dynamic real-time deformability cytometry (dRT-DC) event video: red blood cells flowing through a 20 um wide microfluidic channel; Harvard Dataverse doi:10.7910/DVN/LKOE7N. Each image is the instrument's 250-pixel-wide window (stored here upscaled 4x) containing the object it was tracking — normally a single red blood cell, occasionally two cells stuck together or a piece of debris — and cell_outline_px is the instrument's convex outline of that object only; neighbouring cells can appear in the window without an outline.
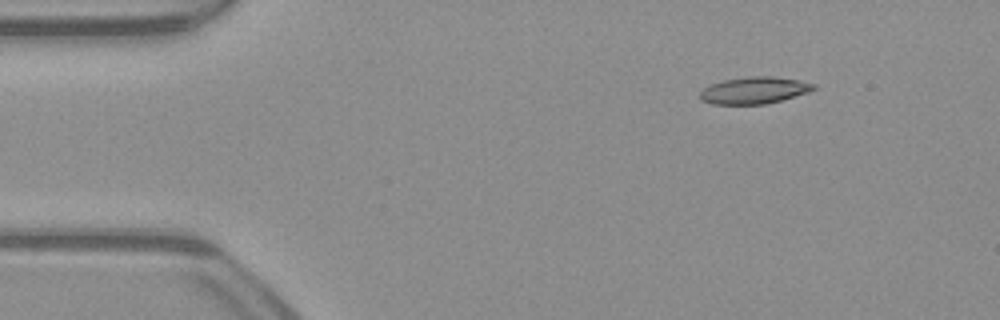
{"species": "common noctule bat (a hibernating species)", "species_latin": "Nyctalus noctula", "temperature_condition": "warm", "stored_images_in_passage": 45, "camera_frame_rate_fps": 3000, "um_per_image_px": 0.085, "animal": {"sex": "male", "body_mass_g": 23.1, "forearm_length_mm": 52.7}, "frame": {"image": 1, "passage_image": 1, "time_ms": 0.0, "image_size_px": [1000, 320], "cell_outline_px": [[816, 88], [808, 92], [780, 100], [764, 104], [712, 104], [700, 100], [700, 92], [704, 88], [712, 84], [724, 80], [748, 76], [772, 76], [796, 80], [816, 84]], "centroid_in_image_um": [64.08, 7.68], "position_along_channel_um": 20.9, "area_um2": 17.57}}
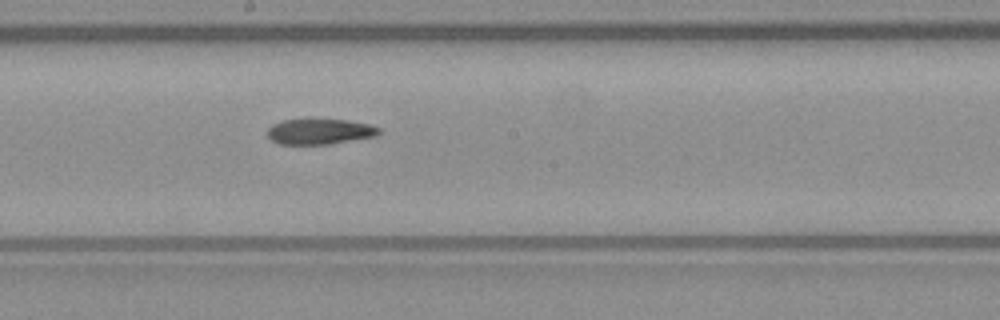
{"frame": {"image": 2, "passage_image": 22, "time_ms": 7.0, "image_size_px": [1000, 320], "cell_outline_px": [[380, 132], [376, 136], [328, 144], [280, 144], [272, 140], [268, 136], [268, 128], [272, 124], [284, 120], [304, 116], [312, 116], [348, 120], [368, 124], [380, 128]], "centroid_in_image_um": [27.14, 11.12], "position_along_channel_um": 221.1, "area_um2": 17.34}}
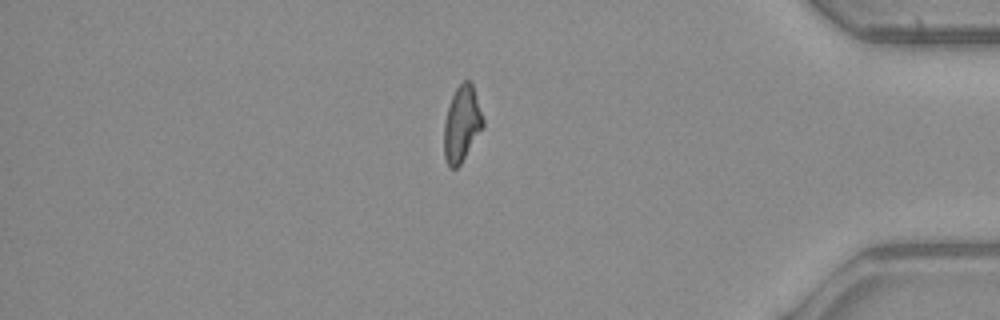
{"frame": {"image": 3, "passage_image": 38, "time_ms": 12.333, "image_size_px": [1000, 320], "cell_outline_px": [[484, 124], [460, 164], [456, 168], [448, 168], [444, 156], [444, 120], [452, 96], [456, 88], [464, 80], [468, 80], [472, 84], [484, 120]], "centroid_in_image_um": [39.23, 10.54], "position_along_channel_um": 396.0, "area_um2": 16.88}}